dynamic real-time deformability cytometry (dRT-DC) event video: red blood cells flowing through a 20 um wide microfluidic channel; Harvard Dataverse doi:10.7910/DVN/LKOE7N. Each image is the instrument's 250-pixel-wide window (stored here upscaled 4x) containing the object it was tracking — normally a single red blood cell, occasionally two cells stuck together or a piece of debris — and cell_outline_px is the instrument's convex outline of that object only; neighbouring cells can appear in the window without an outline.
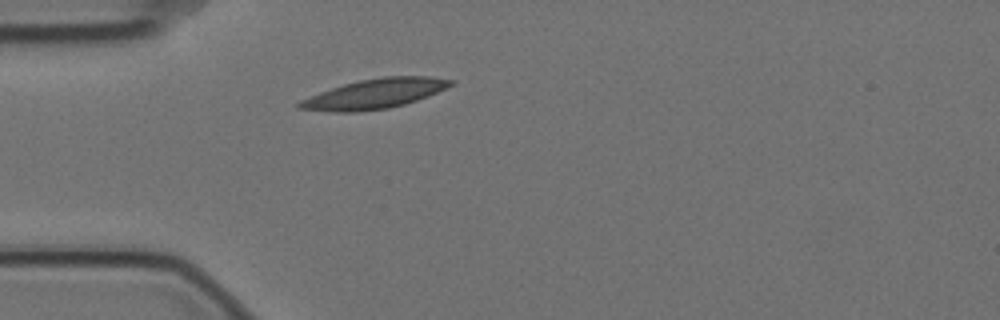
{"species": "Egyptian fruit bat (a non-hibernating species)", "species_latin": "Rousettus aegyptiacus", "temperature_condition": "cold", "stored_images_in_passage": 1, "camera_frame_rate_fps": 3000, "um_per_image_px": 0.085, "animal": {"sex": "female"}, "frame": {"image": 1, "passage_image": 1, "time_ms": 0.0, "image_size_px": [1000, 320], "cell_outline_px": [[456, 80], [452, 84], [428, 96], [404, 104], [388, 108], [356, 112], [336, 112], [296, 108], [296, 104], [300, 100], [320, 92], [344, 84], [360, 80], [384, 76], [432, 76]], "centroid_in_image_um": [31.84, 7.97], "position_along_channel_um": 53.2, "area_um2": 26.01}}